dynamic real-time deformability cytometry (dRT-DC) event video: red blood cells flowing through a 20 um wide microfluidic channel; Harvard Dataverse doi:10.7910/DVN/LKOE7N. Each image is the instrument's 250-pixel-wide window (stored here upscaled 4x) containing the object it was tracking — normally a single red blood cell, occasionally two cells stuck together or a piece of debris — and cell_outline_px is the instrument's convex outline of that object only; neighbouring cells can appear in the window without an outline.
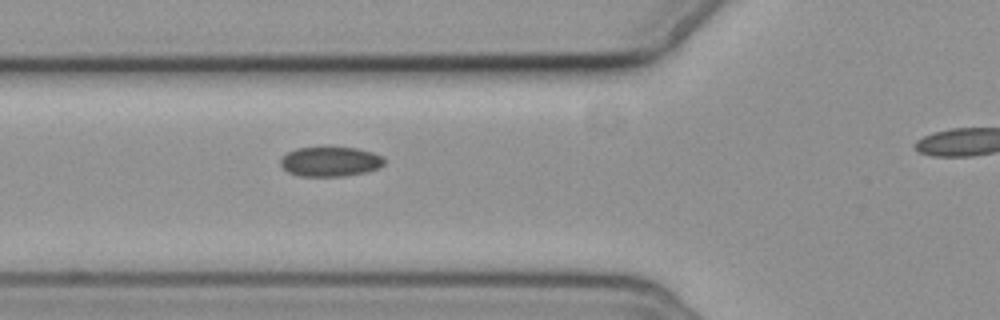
{"species": "common noctule bat (a hibernating species)", "species_latin": "Nyctalus noctula", "temperature_condition": "cold", "stored_images_in_passage": 8, "segment_of_instrument_passage": [1, 2], "camera_frame_rate_fps": 3000, "um_per_image_px": 0.085, "animal": {"sex": "female", "body_mass_g": 19.3, "forearm_length_mm": 54.1}, "frame": {"image": 1, "passage_image": 7, "time_ms": 8.0, "image_size_px": [1000, 320], "cell_outline_px": [[384, 164], [380, 168], [368, 172], [344, 176], [300, 176], [288, 172], [280, 164], [280, 160], [288, 152], [296, 148], [356, 148], [372, 152], [380, 156], [384, 160]], "centroid_in_image_um": [28.09, 13.75], "position_along_channel_um": 97.7, "area_um2": 17.8}}